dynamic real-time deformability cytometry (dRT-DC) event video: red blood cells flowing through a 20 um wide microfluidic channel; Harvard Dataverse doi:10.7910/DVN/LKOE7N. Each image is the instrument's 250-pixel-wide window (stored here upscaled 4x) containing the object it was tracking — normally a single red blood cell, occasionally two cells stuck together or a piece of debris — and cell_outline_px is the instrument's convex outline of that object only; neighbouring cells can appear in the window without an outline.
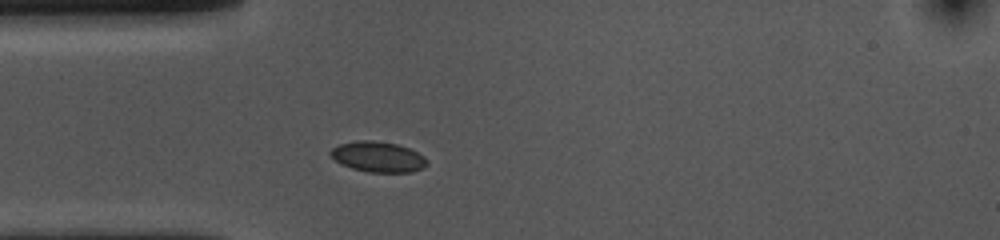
{"species": "common noctule bat (a hibernating species)", "species_latin": "Nyctalus noctula", "temperature_condition": "cold", "stored_images_in_passage": 32, "camera_frame_rate_fps": 3000, "um_per_image_px": 0.085, "animal": {"sex": "female", "body_mass_g": 10.0, "forearm_length_mm": 53.1}, "frame": {"image": 1, "passage_image": 1, "time_ms": 0.0, "image_size_px": [1000, 240], "cell_outline_px": [[428, 164], [424, 168], [412, 172], [368, 172], [352, 168], [340, 164], [328, 152], [332, 148], [340, 144], [356, 140], [372, 140], [396, 144], [408, 148], [424, 156], [428, 160]], "centroid_in_image_um": [32.14, 13.33], "position_along_channel_um": 52.9, "area_um2": 17.17}}
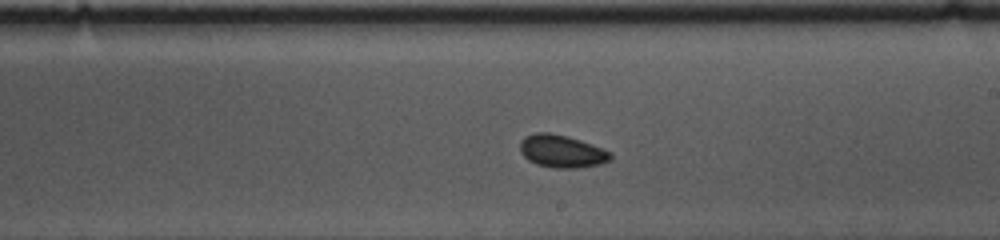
{"frame": {"image": 2, "passage_image": 17, "time_ms": 5.333, "image_size_px": [1000, 240], "cell_outline_px": [[612, 160], [600, 164], [580, 168], [552, 168], [536, 164], [528, 160], [520, 152], [520, 140], [524, 136], [536, 132], [548, 132], [568, 136], [580, 140], [612, 152]], "centroid_in_image_um": [47.74, 12.86], "position_along_channel_um": 241.3, "area_um2": 17.46}}
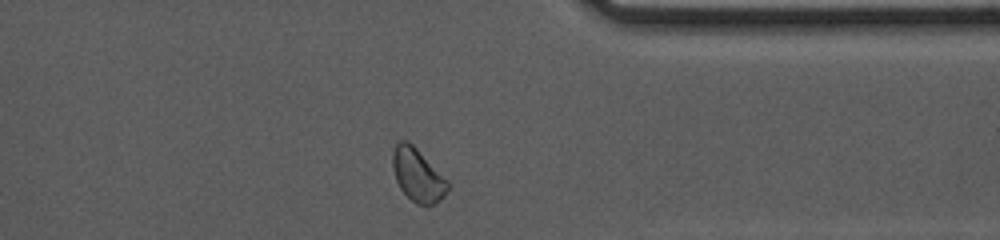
{"frame": {"image": 3, "passage_image": 29, "time_ms": 9.333, "image_size_px": [1000, 240], "cell_outline_px": [[448, 192], [444, 196], [432, 204], [416, 204], [400, 188], [396, 180], [392, 164], [392, 152], [396, 144], [400, 140], [408, 140], [448, 180]], "centroid_in_image_um": [35.49, 14.85], "position_along_channel_um": 375.9, "area_um2": 16.76}, "authors_computed_cell_mechanics": {"area_um2": 16.7042, "velocity_mm_per_s": 3.5979, "shape_relaxation_time_tau1_ms": 6.188, "shape_relaxation_time_tau2_ms": 7.7039, "deformation_change_tau1": 0.0855, "deformation_change_tau2": 0.0714}}